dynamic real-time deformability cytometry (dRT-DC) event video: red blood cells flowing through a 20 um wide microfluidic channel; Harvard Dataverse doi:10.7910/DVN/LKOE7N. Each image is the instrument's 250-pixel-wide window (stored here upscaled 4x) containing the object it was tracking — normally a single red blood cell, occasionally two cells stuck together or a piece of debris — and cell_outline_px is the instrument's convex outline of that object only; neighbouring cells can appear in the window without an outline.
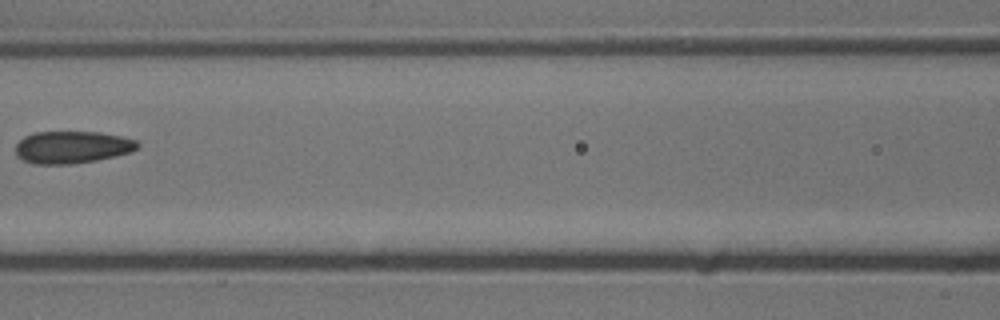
{"species": "common noctule bat (a hibernating species)", "species_latin": "Nyctalus noctula", "temperature_condition": "cold", "stored_images_in_passage": 7, "camera_frame_rate_fps": 3000, "um_per_image_px": 0.085, "animal": {"sex": "male", "body_mass_g": 13.3}, "frame": {"image": 1, "passage_image": 6, "time_ms": 1.667, "image_size_px": [1000, 320], "cell_outline_px": [[140, 144], [132, 152], [116, 156], [96, 160], [68, 164], [32, 164], [16, 156], [16, 144], [24, 136], [36, 132], [100, 132], [120, 136], [136, 140]], "centroid_in_image_um": [6.12, 12.51], "position_along_channel_um": 160.5, "area_um2": 22.95}}
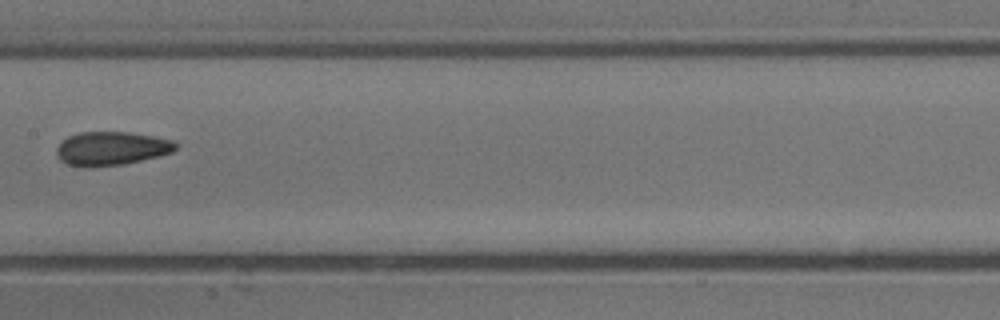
{"frame": {"image": 2, "passage_image": 7, "time_ms": 2.0, "image_size_px": [1000, 320], "cell_outline_px": [[180, 144], [172, 152], [124, 164], [68, 164], [60, 160], [56, 152], [56, 148], [68, 136], [80, 132], [128, 132], [176, 140]], "centroid_in_image_um": [9.54, 12.57], "position_along_channel_um": 197.9, "area_um2": 22.6}}